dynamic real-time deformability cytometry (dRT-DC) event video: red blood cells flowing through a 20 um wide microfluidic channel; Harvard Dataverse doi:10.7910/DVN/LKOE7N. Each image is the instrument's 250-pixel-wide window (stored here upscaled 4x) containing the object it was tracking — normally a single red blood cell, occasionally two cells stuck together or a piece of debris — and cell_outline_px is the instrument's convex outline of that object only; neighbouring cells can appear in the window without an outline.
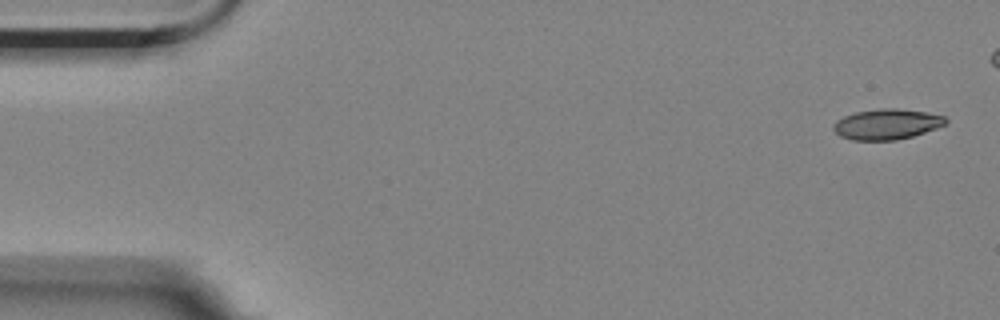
{"species": "Egyptian fruit bat (a non-hibernating species)", "species_latin": "Rousettus aegyptiacus", "temperature_condition": "room temperature", "stored_images_in_passage": 13, "camera_frame_rate_fps": 3000, "um_per_image_px": 0.085, "animal": {"sex": "female"}, "frame": {"image": 1, "passage_image": 1, "time_ms": 0.0, "image_size_px": [1000, 320], "cell_outline_px": [[948, 120], [944, 124], [936, 128], [912, 136], [896, 140], [852, 140], [840, 136], [832, 128], [832, 124], [836, 120], [844, 116], [856, 112], [880, 108], [896, 108], [924, 112], [944, 116]], "centroid_in_image_um": [75.33, 10.56], "position_along_channel_um": 9.7, "area_um2": 19.83}}
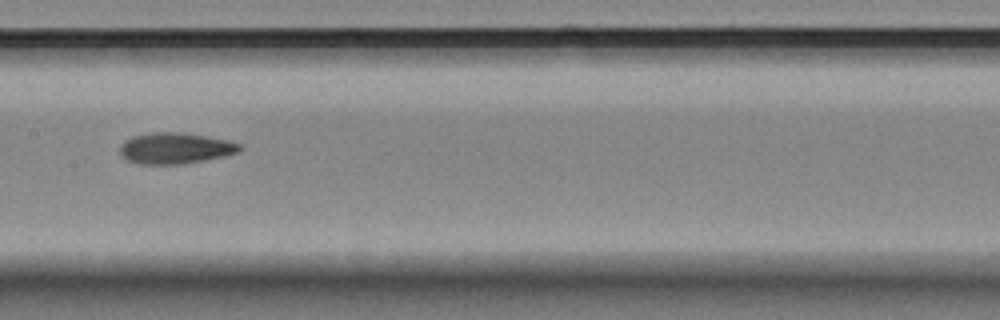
{"frame": {"image": 2, "passage_image": 7, "time_ms": 8.667, "image_size_px": [1000, 320], "cell_outline_px": [[244, 148], [240, 152], [204, 160], [184, 164], [140, 164], [128, 160], [120, 156], [120, 144], [124, 140], [132, 136], [152, 132], [184, 132], [228, 140], [240, 144]], "centroid_in_image_um": [14.89, 12.59], "position_along_channel_um": 192.5, "area_um2": 21.91}}
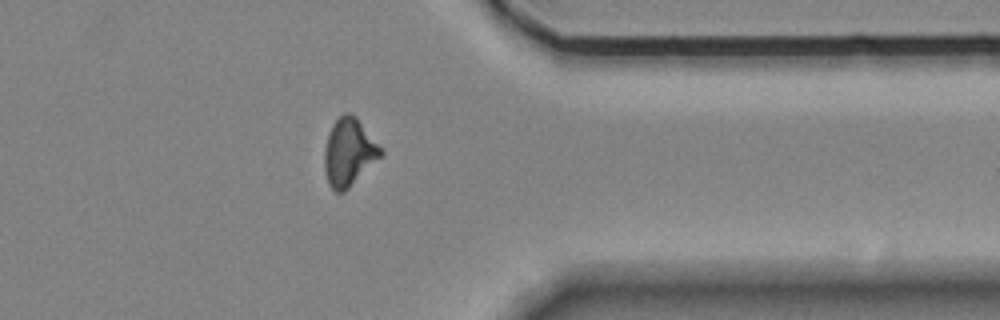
{"frame": {"image": 3, "passage_image": 12, "time_ms": 14.333, "image_size_px": [1000, 320], "cell_outline_px": [[384, 152], [344, 192], [336, 192], [328, 184], [324, 172], [324, 152], [328, 136], [332, 124], [344, 112], [348, 112], [356, 116]], "centroid_in_image_um": [29.62, 12.93], "position_along_channel_um": 381.8, "area_um2": 21.73}, "authors_computed_cell_mechanics": {"area_um2": 21.2704, "velocity_mm_per_s": 3.5241, "shape_relaxation_time_tau1_ms": 5.1747, "shape_relaxation_time_tau2_ms": 4.6115, "deformation_change_tau1": 0.1293, "deformation_change_tau2": 0.1086}}